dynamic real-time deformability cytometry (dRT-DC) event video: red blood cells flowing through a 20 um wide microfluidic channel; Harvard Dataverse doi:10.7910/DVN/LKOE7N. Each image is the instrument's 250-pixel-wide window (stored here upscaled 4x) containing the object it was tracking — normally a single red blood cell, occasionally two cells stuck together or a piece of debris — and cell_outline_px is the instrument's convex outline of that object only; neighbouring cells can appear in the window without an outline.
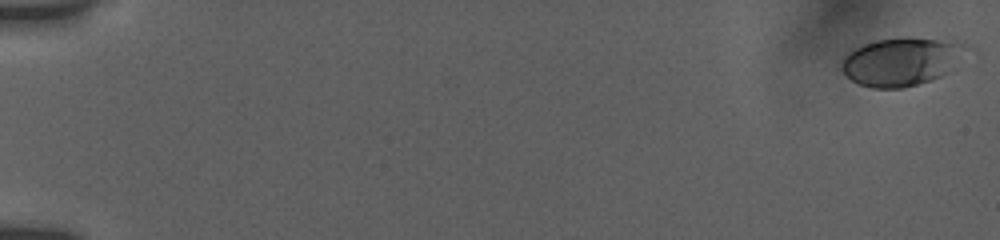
{"species": "human", "species_latin": "Homo sapiens", "temperature_condition": "room temperature", "stored_images_in_passage": 52, "camera_frame_rate_fps": 3000, "um_per_image_px": 0.085, "donor": {"sex": "female"}, "frame": {"image": 1, "passage_image": 1, "time_ms": 0.0, "image_size_px": [1000, 240], "cell_outline_px": [[968, 44], [948, 72], [932, 80], [904, 88], [872, 88], [860, 84], [852, 80], [840, 68], [840, 60], [848, 52], [864, 44], [876, 40], [908, 36], [964, 40]], "centroid_in_image_um": [76.62, 5.2], "position_along_channel_um": 8.4, "area_um2": 35.32}}
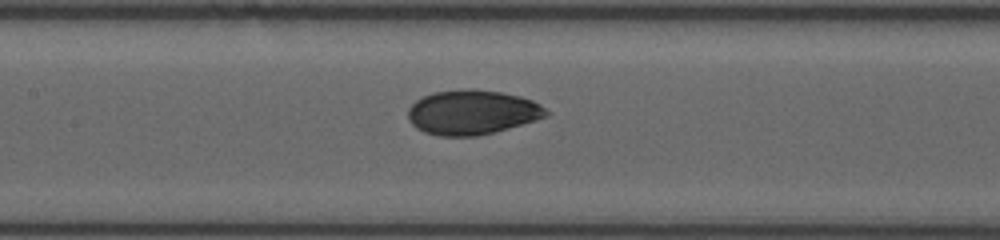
{"frame": {"image": 2, "passage_image": 28, "time_ms": 9.0, "image_size_px": [1000, 240], "cell_outline_px": [[552, 112], [548, 116], [508, 128], [476, 136], [440, 136], [424, 132], [416, 128], [408, 120], [408, 108], [416, 100], [432, 92], [468, 88], [472, 88], [500, 92], [520, 96], [532, 100], [540, 104]], "centroid_in_image_um": [40.13, 9.53], "position_along_channel_um": 167.3, "area_um2": 36.01}}
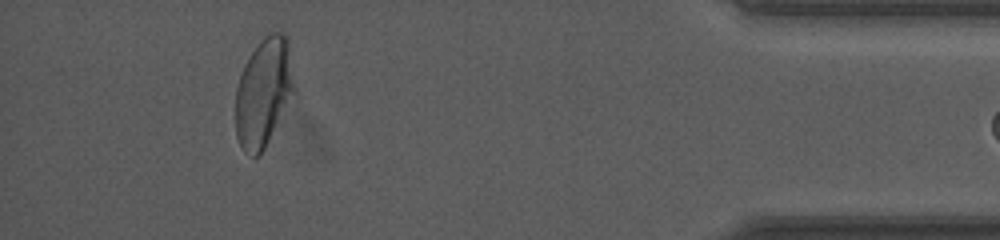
{"frame": {"image": 3, "passage_image": 51, "time_ms": 16.667, "image_size_px": [1000, 240], "cell_outline_px": [[300, 96], [264, 148], [256, 156], [252, 156], [244, 152], [236, 136], [236, 88], [240, 72], [244, 64], [260, 40], [264, 36], [272, 32], [284, 32], [288, 36]], "centroid_in_image_um": [22.54, 7.84], "position_along_channel_um": 412.7, "area_um2": 39.42}}